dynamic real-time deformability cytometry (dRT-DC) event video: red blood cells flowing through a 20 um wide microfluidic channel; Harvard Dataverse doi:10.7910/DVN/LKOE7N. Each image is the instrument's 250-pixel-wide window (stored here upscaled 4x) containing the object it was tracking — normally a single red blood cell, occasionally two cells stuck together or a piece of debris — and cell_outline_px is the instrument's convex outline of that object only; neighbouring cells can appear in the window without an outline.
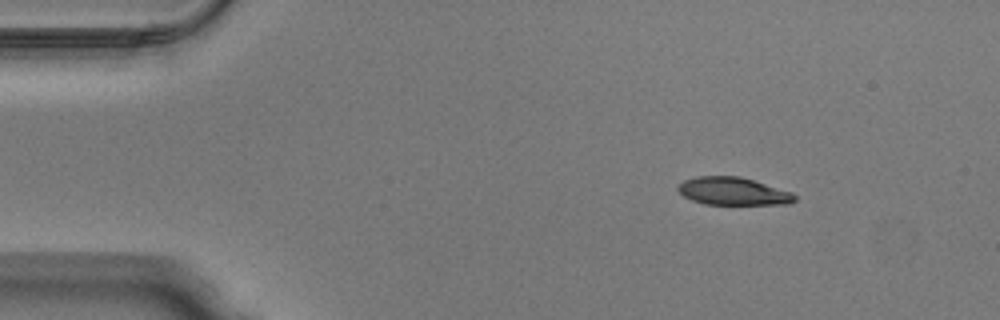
{"species": "Egyptian fruit bat (a non-hibernating species)", "species_latin": "Rousettus aegyptiacus", "temperature_condition": "warm", "stored_images_in_passage": 44, "camera_frame_rate_fps": 3000, "um_per_image_px": 0.085, "animal": {"sex": "male"}, "frame": {"image": 1, "passage_image": 1, "time_ms": 0.0, "image_size_px": [1000, 320], "cell_outline_px": [[796, 200], [788, 204], [704, 204], [692, 200], [684, 196], [676, 188], [684, 180], [696, 176], [740, 176], [792, 192], [796, 196]], "centroid_in_image_um": [62.31, 16.25], "position_along_channel_um": 22.7, "area_um2": 18.79}}
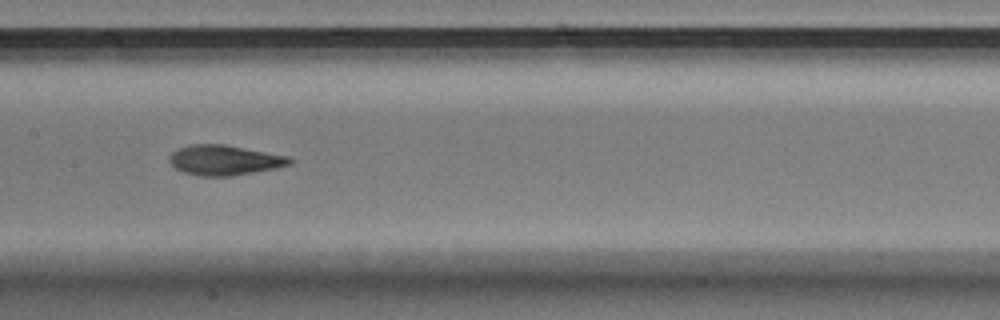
{"frame": {"image": 2, "passage_image": 19, "time_ms": 6.0, "image_size_px": [1000, 320], "cell_outline_px": [[296, 160], [292, 164], [276, 168], [232, 176], [200, 176], [184, 172], [176, 168], [168, 160], [172, 152], [188, 144], [224, 144], [292, 156]], "centroid_in_image_um": [19.16, 13.6], "position_along_channel_um": 188.2, "area_um2": 21.33}}
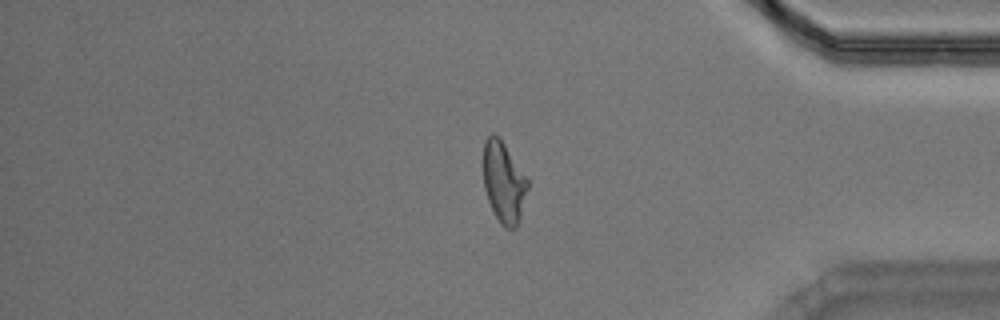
{"frame": {"image": 3, "passage_image": 36, "time_ms": 11.667, "image_size_px": [1000, 320], "cell_outline_px": [[528, 188], [520, 216], [516, 228], [508, 228], [500, 224], [488, 200], [484, 188], [484, 140], [492, 132], [504, 144], [528, 180]], "centroid_in_image_um": [42.81, 15.5], "position_along_channel_um": 392.4, "area_um2": 20.4}, "authors_computed_cell_mechanics": {"area_um2": 20.8658, "velocity_mm_per_s": 4.0219, "shape_relaxation_time_tau1_ms": 3.7738, "shape_relaxation_time_tau2_ms": 1.6481, "deformation_change_tau1": 0.1913, "deformation_change_tau2": 0.094}}